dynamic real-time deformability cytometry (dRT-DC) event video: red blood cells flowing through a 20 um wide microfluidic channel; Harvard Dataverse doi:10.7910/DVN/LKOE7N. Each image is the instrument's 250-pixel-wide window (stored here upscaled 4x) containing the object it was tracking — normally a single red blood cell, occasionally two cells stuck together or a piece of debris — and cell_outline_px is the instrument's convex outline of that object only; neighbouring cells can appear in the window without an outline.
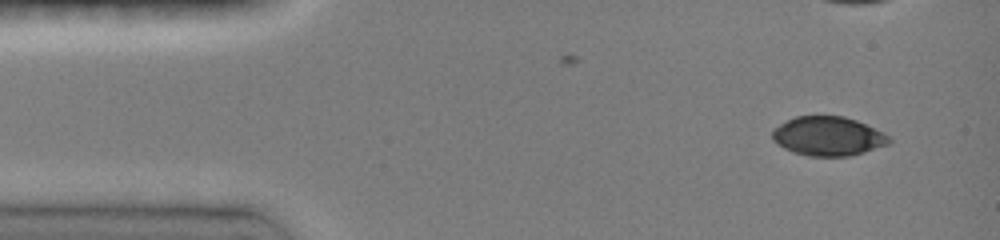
{"species": "common noctule bat (a hibernating species)", "species_latin": "Nyctalus noctula", "temperature_condition": "room temperature", "stored_images_in_passage": 12, "camera_frame_rate_fps": 3000, "um_per_image_px": 0.085, "animal": {"sex": "female", "body_mass_g": 19.0, "forearm_length_mm": 51.5}, "frame": {"image": 1, "passage_image": 1, "time_ms": 0.0, "image_size_px": [1000, 240], "cell_outline_px": [[892, 140], [888, 144], [864, 152], [848, 156], [808, 156], [792, 152], [784, 148], [772, 140], [772, 128], [796, 116], [844, 116], [856, 120], [884, 132]], "centroid_in_image_um": [70.37, 11.57], "position_along_channel_um": 14.6, "area_um2": 26.65}}
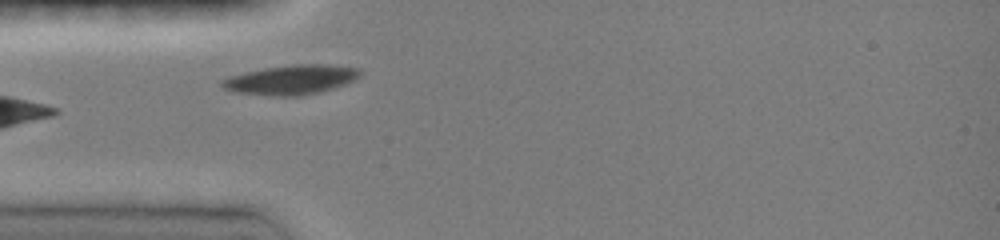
{"frame": {"image": 2, "passage_image": 6, "time_ms": 4.0, "image_size_px": [1000, 240], "cell_outline_px": [[364, 72], [360, 76], [344, 84], [320, 92], [300, 96], [272, 96], [236, 92], [224, 88], [220, 84], [220, 80], [228, 76], [244, 72], [264, 68], [292, 64], [328, 64], [360, 68]], "centroid_in_image_um": [24.74, 6.77], "position_along_channel_um": 60.3, "area_um2": 23.93}}